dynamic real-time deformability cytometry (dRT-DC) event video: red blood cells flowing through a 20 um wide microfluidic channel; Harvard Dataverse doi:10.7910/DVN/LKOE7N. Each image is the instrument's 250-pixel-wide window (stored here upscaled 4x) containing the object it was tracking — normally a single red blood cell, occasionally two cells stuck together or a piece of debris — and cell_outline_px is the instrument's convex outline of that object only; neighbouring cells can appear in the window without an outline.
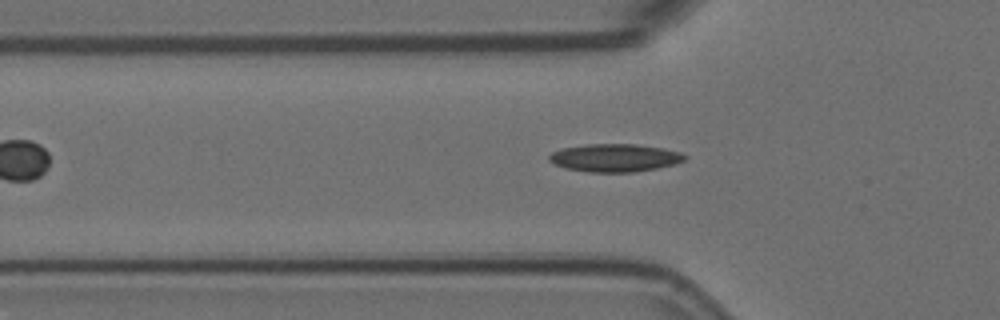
{"species": "Egyptian fruit bat (a non-hibernating species)", "species_latin": "Rousettus aegyptiacus", "temperature_condition": "room temperature", "stored_images_in_passage": 41, "camera_frame_rate_fps": 3000, "um_per_image_px": 0.085, "animal": {"sex": "female"}, "frame": {"image": 1, "passage_image": 6, "time_ms": 1.667, "image_size_px": [1000, 320], "cell_outline_px": [[688, 156], [684, 160], [676, 164], [636, 172], [588, 172], [564, 168], [552, 164], [548, 160], [548, 156], [552, 152], [564, 148], [588, 144], [636, 144], [660, 148], [680, 152]], "centroid_in_image_um": [52.23, 13.42], "position_along_channel_um": 73.6, "area_um2": 22.08}}
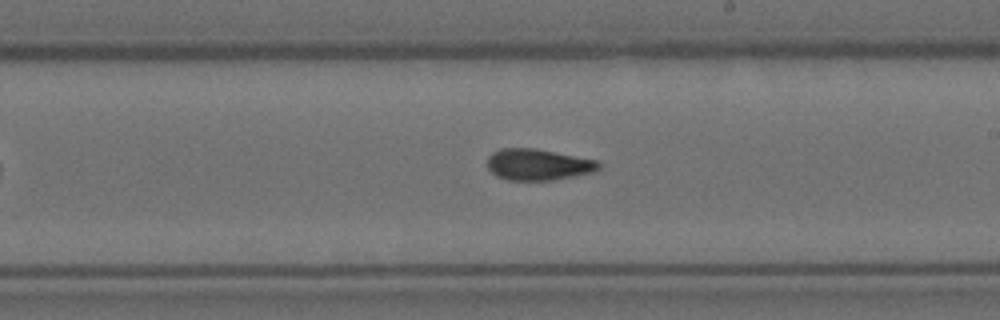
{"frame": {"image": 2, "passage_image": 20, "time_ms": 6.333, "image_size_px": [1000, 320], "cell_outline_px": [[600, 168], [596, 172], [576, 176], [552, 180], [508, 180], [496, 176], [488, 168], [488, 156], [492, 152], [500, 148], [536, 148], [600, 160]], "centroid_in_image_um": [45.79, 13.98], "position_along_channel_um": 243.2, "area_um2": 20.69}}
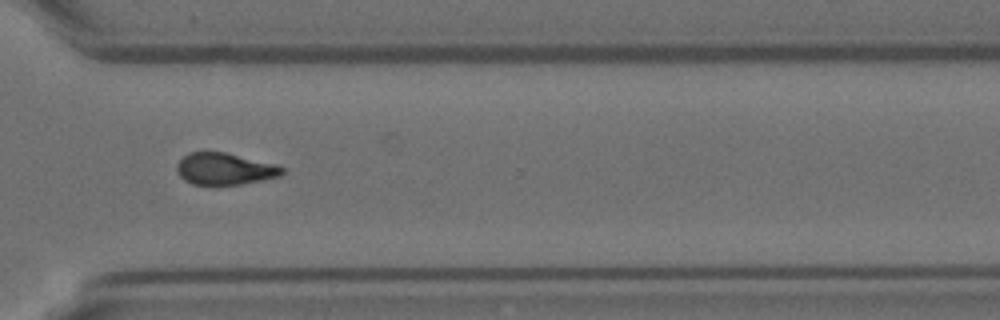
{"frame": {"image": 3, "passage_image": 29, "time_ms": 9.333, "image_size_px": [1000, 320], "cell_outline_px": [[284, 172], [280, 176], [264, 180], [240, 184], [192, 184], [184, 180], [180, 176], [176, 168], [176, 164], [188, 152], [224, 152], [276, 164], [284, 168]], "centroid_in_image_um": [19.11, 14.35], "position_along_channel_um": 351.5, "area_um2": 19.42}, "authors_computed_cell_mechanics": {"area_um2": 20.1722, "velocity_mm_per_s": 3.6099, "shape_relaxation_time_tau1_ms": 10.6797, "shape_relaxation_time_tau2_ms": 2.6327, "deformation_change_tau1": 0.2349, "deformation_change_tau2": 0.0937}}